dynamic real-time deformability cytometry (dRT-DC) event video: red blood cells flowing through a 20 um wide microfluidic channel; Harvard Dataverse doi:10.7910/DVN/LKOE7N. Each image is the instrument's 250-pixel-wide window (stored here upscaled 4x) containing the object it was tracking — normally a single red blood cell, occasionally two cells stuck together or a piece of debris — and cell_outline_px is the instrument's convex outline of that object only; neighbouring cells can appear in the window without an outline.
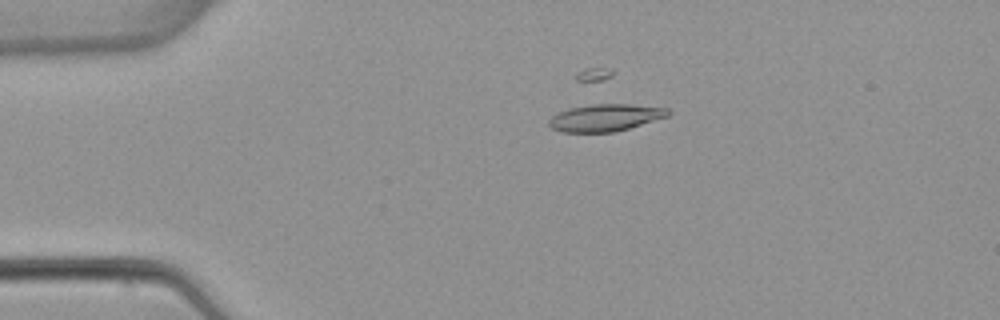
{"species": "common noctule bat (a hibernating species)", "species_latin": "Nyctalus noctula", "temperature_condition": "warm", "stored_images_in_passage": 5, "segment_of_instrument_passage": [1, 2], "camera_frame_rate_fps": 3000, "um_per_image_px": 0.085, "animal": {"sex": "female", "body_mass_g": 22.7, "forearm_length_mm": 54.2}, "frame": {"image": 1, "passage_image": 3, "time_ms": 2.333, "image_size_px": [1000, 320], "cell_outline_px": [[672, 112], [668, 116], [628, 128], [612, 132], [560, 132], [552, 128], [548, 124], [548, 120], [556, 112], [568, 108], [592, 104], [632, 104], [668, 108]], "centroid_in_image_um": [51.42, 9.99], "position_along_channel_um": 33.6, "area_um2": 18.9}}